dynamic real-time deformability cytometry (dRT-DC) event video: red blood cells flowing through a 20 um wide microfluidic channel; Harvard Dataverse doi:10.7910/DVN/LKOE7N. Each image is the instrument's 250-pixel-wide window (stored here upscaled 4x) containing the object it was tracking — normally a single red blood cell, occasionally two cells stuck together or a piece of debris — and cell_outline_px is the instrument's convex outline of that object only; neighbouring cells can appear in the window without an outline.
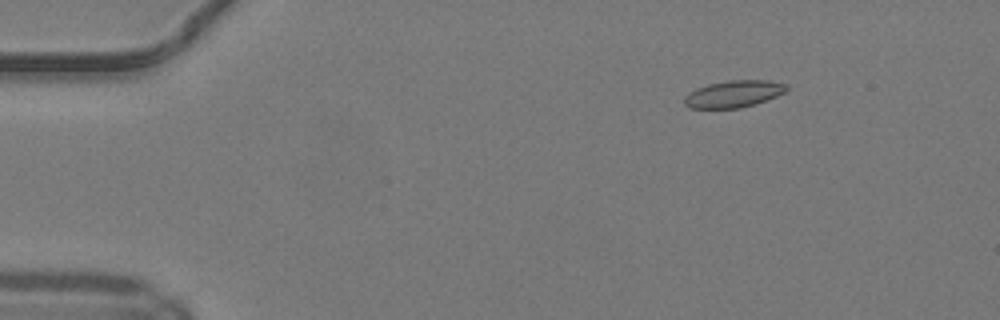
{"species": "common noctule bat (a hibernating species)", "species_latin": "Nyctalus noctula", "temperature_condition": "warm", "stored_images_in_passage": 51, "camera_frame_rate_fps": 3000, "um_per_image_px": 0.085, "animal": {"sex": "male", "body_mass_g": 19.2, "forearm_length_mm": 51.8}, "frame": {"image": 1, "passage_image": 8, "time_ms": 2.333, "image_size_px": [1000, 320], "cell_outline_px": [[788, 88], [784, 92], [776, 96], [756, 104], [740, 108], [688, 108], [684, 104], [684, 96], [688, 92], [696, 88], [708, 84], [728, 80], [768, 80], [788, 84]], "centroid_in_image_um": [62.34, 7.98], "position_along_channel_um": 22.7, "area_um2": 16.18}}
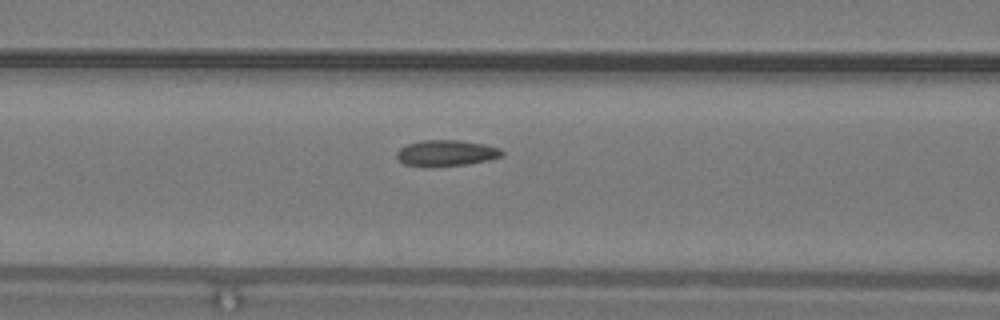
{"frame": {"image": 2, "passage_image": 22, "time_ms": 7.0, "image_size_px": [1000, 320], "cell_outline_px": [[504, 152], [500, 156], [488, 160], [468, 164], [404, 164], [396, 156], [396, 152], [400, 148], [408, 144], [420, 140], [460, 140], [484, 144], [500, 148]], "centroid_in_image_um": [37.96, 12.96], "position_along_channel_um": 128.6, "area_um2": 15.26}}
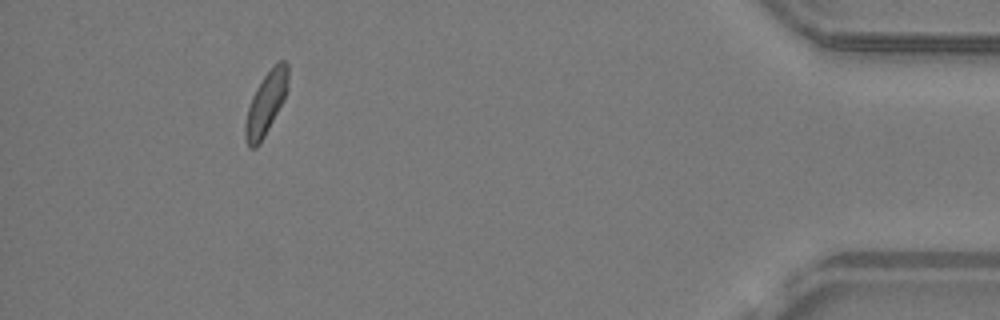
{"frame": {"image": 3, "passage_image": 47, "time_ms": 15.333, "image_size_px": [1000, 320], "cell_outline_px": [[288, 88], [284, 100], [264, 136], [256, 148], [248, 148], [244, 136], [244, 124], [248, 108], [252, 96], [256, 88], [264, 76], [280, 60], [284, 60], [288, 64]], "centroid_in_image_um": [22.6, 8.81], "position_along_channel_um": 412.6, "area_um2": 15.55}, "authors_computed_cell_mechanics": {"area_um2": 15.7794, "velocity_mm_per_s": 4.1492, "shape_relaxation_time_tau1_ms": 7.2259, "shape_relaxation_time_tau2_ms": 3.2961, "deformation_change_tau1": 0.1108, "deformation_change_tau2": 0.0978}}